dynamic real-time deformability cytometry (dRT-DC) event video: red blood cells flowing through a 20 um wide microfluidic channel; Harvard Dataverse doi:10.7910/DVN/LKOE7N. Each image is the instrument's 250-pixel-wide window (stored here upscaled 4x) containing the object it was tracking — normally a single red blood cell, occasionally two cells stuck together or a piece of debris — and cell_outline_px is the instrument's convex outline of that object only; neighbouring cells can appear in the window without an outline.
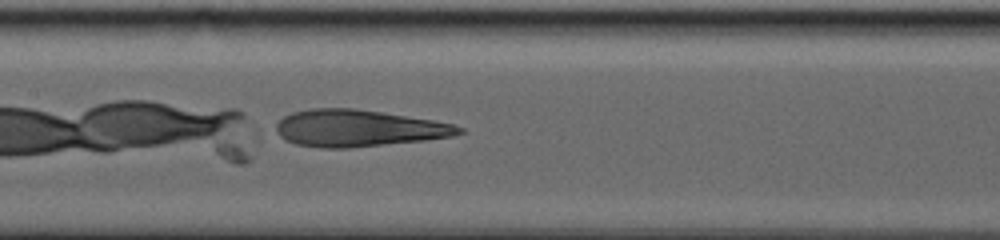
{"species": "human", "species_latin": "Homo sapiens", "temperature_condition": "warm", "stored_images_in_passage": 34, "camera_frame_rate_fps": 3000, "um_per_image_px": 0.085, "donor": {"sex": "male"}, "frame": {"image": 1, "passage_image": 34, "time_ms": 14.333, "image_size_px": [1000, 240], "cell_outline_px": [[464, 132], [452, 136], [424, 140], [348, 148], [324, 148], [296, 144], [280, 136], [276, 128], [276, 124], [284, 116], [292, 112], [312, 108], [352, 108], [380, 112], [432, 120], [452, 124], [464, 128]], "centroid_in_image_um": [30.45, 10.9], "position_along_channel_um": 177.0, "area_um2": 38.78}}